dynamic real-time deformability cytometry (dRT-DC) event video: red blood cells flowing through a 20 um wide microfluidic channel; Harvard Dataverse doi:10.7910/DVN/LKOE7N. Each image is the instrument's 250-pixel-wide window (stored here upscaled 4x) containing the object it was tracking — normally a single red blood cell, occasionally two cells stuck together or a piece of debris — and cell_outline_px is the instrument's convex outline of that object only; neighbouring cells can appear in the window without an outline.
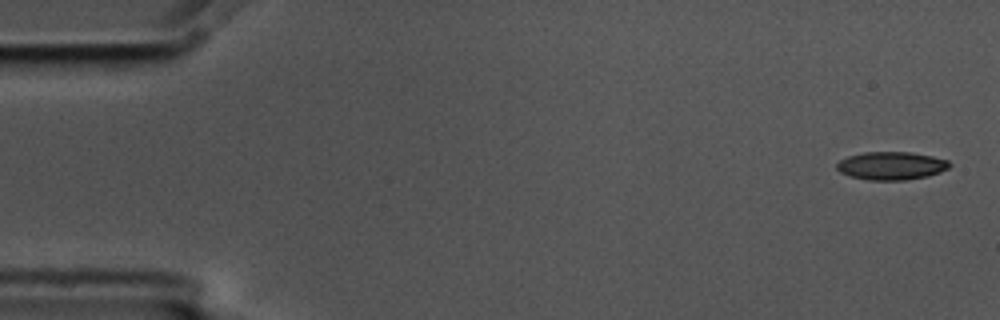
{"species": "common noctule bat (a hibernating species)", "species_latin": "Nyctalus noctula", "temperature_condition": "cold", "stored_images_in_passage": 5, "camera_frame_rate_fps": 3000, "um_per_image_px": 0.085, "animal": {"sex": "male", "body_mass_g": 17.5, "forearm_length_mm": 52.3}, "frame": {"image": 1, "passage_image": 1, "time_ms": 0.0, "image_size_px": [1000, 320], "cell_outline_px": [[952, 164], [948, 168], [940, 172], [928, 176], [904, 180], [868, 180], [852, 176], [840, 172], [836, 168], [836, 164], [840, 160], [848, 156], [864, 152], [912, 152], [932, 156], [948, 160]], "centroid_in_image_um": [75.78, 14.08], "position_along_channel_um": 9.2, "area_um2": 18.44}}
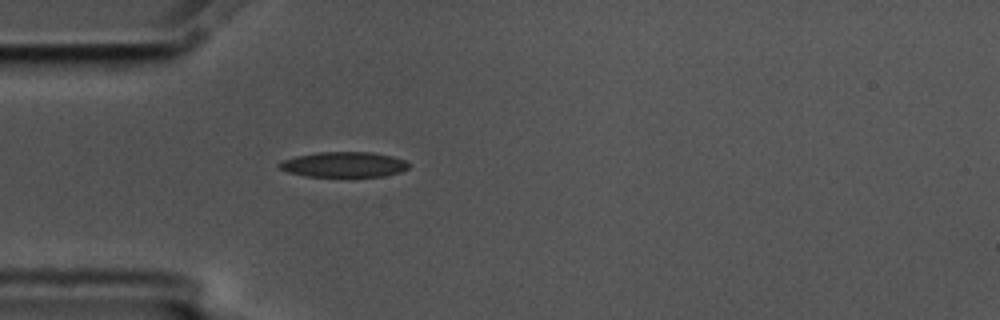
{"frame": {"image": 2, "passage_image": 5, "time_ms": 1.333, "image_size_px": [1000, 320], "cell_outline_px": [[408, 168], [400, 172], [384, 176], [304, 176], [288, 172], [280, 168], [276, 164], [280, 160], [296, 156], [316, 152], [372, 152], [392, 156], [404, 160], [408, 164]], "centroid_in_image_um": [29.18, 13.98], "position_along_channel_um": 55.8, "area_um2": 19.07}}